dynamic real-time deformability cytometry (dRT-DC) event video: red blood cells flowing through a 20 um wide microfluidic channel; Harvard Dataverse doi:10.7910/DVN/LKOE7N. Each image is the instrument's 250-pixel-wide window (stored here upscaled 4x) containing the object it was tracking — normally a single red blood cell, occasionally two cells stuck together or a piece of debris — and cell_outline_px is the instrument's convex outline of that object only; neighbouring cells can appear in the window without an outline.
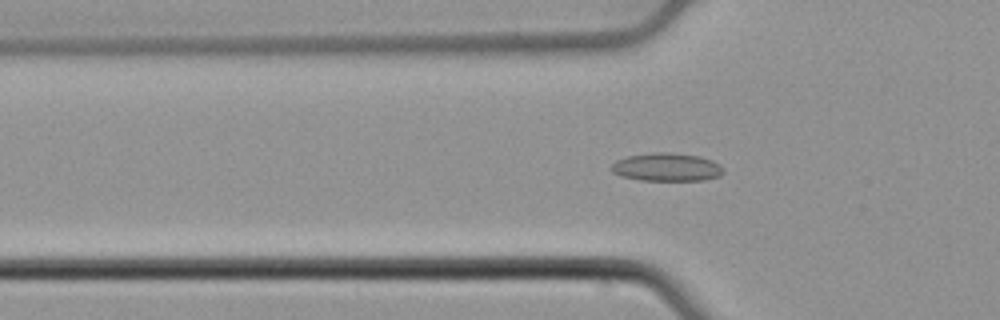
{"species": "common noctule bat (a hibernating species)", "species_latin": "Nyctalus noctula", "temperature_condition": "cold", "stored_images_in_passage": 53, "camera_frame_rate_fps": 3000, "um_per_image_px": 0.085, "animal": {"sex": "male", "body_mass_g": 21.5, "forearm_length_mm": 52.0}, "frame": {"image": 1, "passage_image": 16, "time_ms": 5.0, "image_size_px": [1000, 320], "cell_outline_px": [[724, 172], [720, 176], [704, 180], [640, 180], [620, 176], [612, 172], [608, 168], [616, 160], [628, 156], [652, 152], [668, 152], [700, 156], [712, 160], [720, 164], [724, 168]], "centroid_in_image_um": [56.66, 14.2], "position_along_channel_um": 69.1, "area_um2": 18.61}}
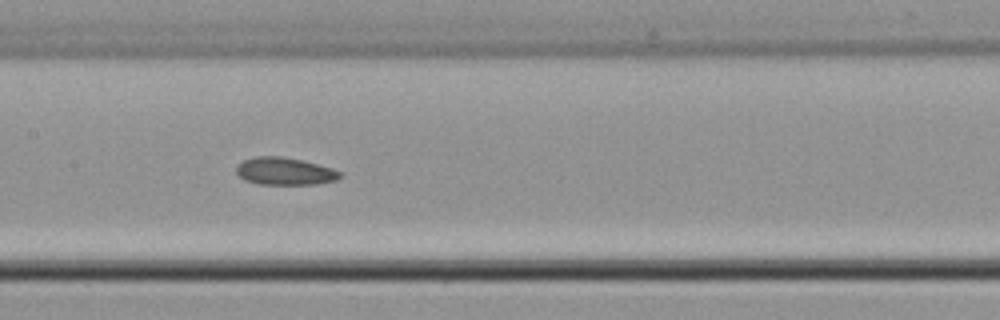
{"frame": {"image": 2, "passage_image": 25, "time_ms": 8.0, "image_size_px": [1000, 320], "cell_outline_px": [[344, 176], [336, 180], [316, 184], [260, 184], [244, 180], [236, 172], [236, 164], [244, 160], [256, 156], [280, 156], [300, 160], [332, 168], [340, 172]], "centroid_in_image_um": [24.19, 14.56], "position_along_channel_um": 183.2, "area_um2": 16.53}}
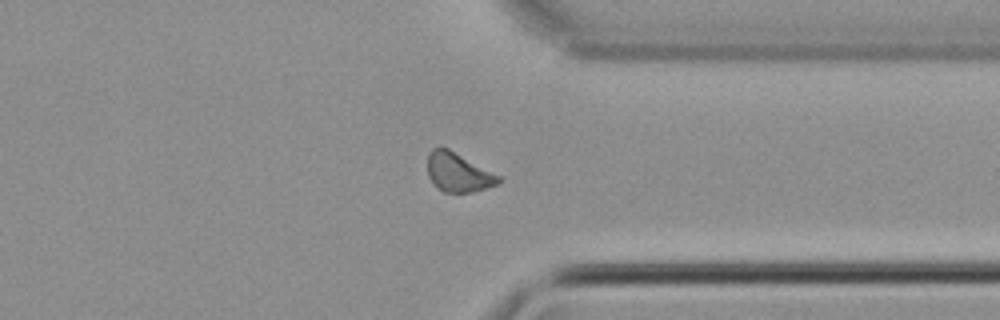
{"frame": {"image": 3, "passage_image": 40, "time_ms": 13.0, "image_size_px": [1000, 320], "cell_outline_px": [[504, 180], [496, 184], [472, 192], [444, 192], [436, 188], [428, 176], [428, 152], [432, 148], [448, 148], [500, 176]], "centroid_in_image_um": [38.93, 14.66], "position_along_channel_um": 372.5, "area_um2": 16.01}}